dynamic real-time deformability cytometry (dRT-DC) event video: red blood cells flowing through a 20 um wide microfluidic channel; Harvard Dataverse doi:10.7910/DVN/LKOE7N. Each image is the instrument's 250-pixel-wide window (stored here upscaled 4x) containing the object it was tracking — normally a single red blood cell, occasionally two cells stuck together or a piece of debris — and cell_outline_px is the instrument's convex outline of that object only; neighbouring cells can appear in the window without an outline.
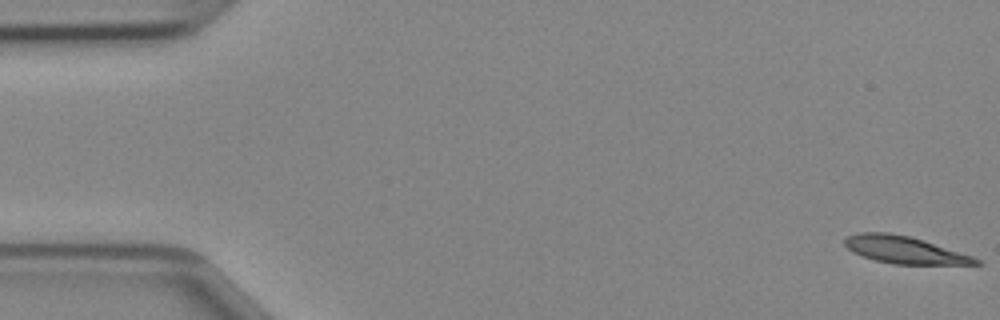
{"species": "Egyptian fruit bat (a non-hibernating species)", "species_latin": "Rousettus aegyptiacus", "temperature_condition": "cold", "stored_images_in_passage": 47, "camera_frame_rate_fps": 3000, "um_per_image_px": 0.085, "animal": {"sex": "female"}, "frame": {"image": 1, "passage_image": 1, "time_ms": 0.0, "image_size_px": [1000, 320], "cell_outline_px": [[984, 264], [892, 264], [876, 260], [852, 252], [844, 244], [844, 240], [848, 236], [860, 232], [888, 232], [908, 236], [924, 240], [972, 256], [980, 260]], "centroid_in_image_um": [76.87, 21.23], "position_along_channel_um": 8.1, "area_um2": 20.58}}
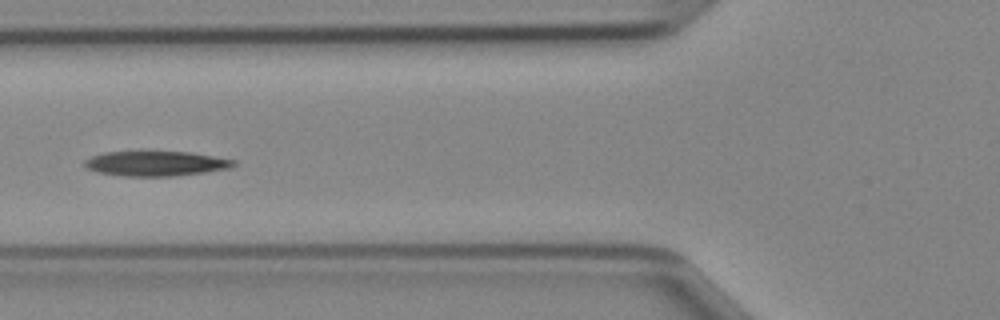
{"frame": {"image": 2, "passage_image": 18, "time_ms": 5.667, "image_size_px": [1000, 320], "cell_outline_px": [[236, 164], [232, 168], [208, 172], [172, 176], [124, 176], [96, 172], [88, 168], [84, 164], [84, 160], [92, 156], [104, 152], [140, 148], [192, 152], [236, 160]], "centroid_in_image_um": [13.24, 13.84], "position_along_channel_um": 112.6, "area_um2": 22.95}}
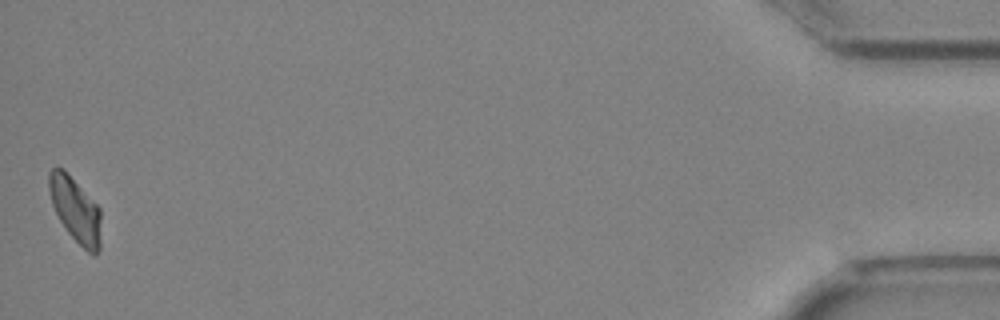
{"frame": {"image": 3, "passage_image": 47, "time_ms": 15.333, "image_size_px": [1000, 320], "cell_outline_px": [[100, 248], [96, 256], [92, 256], [68, 232], [60, 220], [52, 204], [48, 188], [48, 172], [52, 168], [64, 168], [100, 208]], "centroid_in_image_um": [6.41, 17.82], "position_along_channel_um": 428.8, "area_um2": 19.59}}